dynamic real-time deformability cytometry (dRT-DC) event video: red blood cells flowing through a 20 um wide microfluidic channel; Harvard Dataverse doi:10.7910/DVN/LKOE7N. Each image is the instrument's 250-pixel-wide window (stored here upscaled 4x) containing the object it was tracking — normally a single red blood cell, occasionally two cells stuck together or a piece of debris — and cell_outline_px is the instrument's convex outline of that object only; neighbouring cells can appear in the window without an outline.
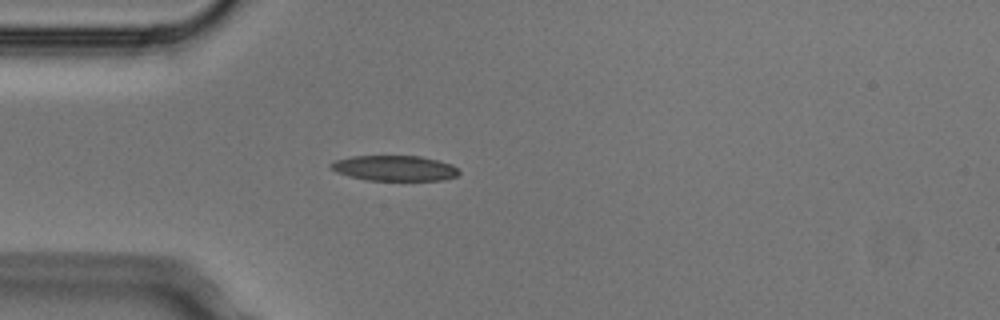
{"species": "Egyptian fruit bat (a non-hibernating species)", "species_latin": "Rousettus aegyptiacus", "temperature_condition": "cold", "stored_images_in_passage": 1, "camera_frame_rate_fps": 3000, "um_per_image_px": 0.085, "animal": {"sex": "male"}, "frame": {"image": 1, "passage_image": 1, "time_ms": 0.0, "image_size_px": [1000, 320], "cell_outline_px": [[460, 172], [456, 176], [444, 180], [368, 180], [336, 172], [328, 164], [336, 160], [352, 156], [420, 156], [452, 164]], "centroid_in_image_um": [33.55, 14.29], "position_along_channel_um": 51.5, "area_um2": 18.73}}